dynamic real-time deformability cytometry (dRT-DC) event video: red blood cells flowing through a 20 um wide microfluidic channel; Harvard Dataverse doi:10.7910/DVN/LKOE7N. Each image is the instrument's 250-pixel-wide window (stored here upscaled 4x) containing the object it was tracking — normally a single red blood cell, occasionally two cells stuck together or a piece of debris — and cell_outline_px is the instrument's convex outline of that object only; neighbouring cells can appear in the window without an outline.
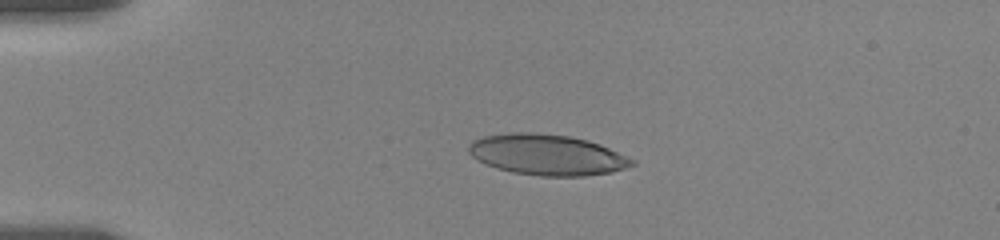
{"species": "human", "species_latin": "Homo sapiens", "temperature_condition": "room temperature", "stored_images_in_passage": 10, "camera_frame_rate_fps": 3000, "um_per_image_px": 0.085, "donor": {"sex": "female"}, "frame": {"image": 1, "passage_image": 6, "time_ms": 3.667, "image_size_px": [1000, 240], "cell_outline_px": [[636, 164], [612, 172], [584, 176], [540, 176], [512, 172], [496, 168], [476, 160], [468, 152], [468, 144], [472, 140], [484, 136], [508, 132], [528, 132], [568, 136], [588, 140], [600, 144], [636, 160]], "centroid_in_image_um": [46.48, 13.15], "position_along_channel_um": 38.5, "area_um2": 38.96}}
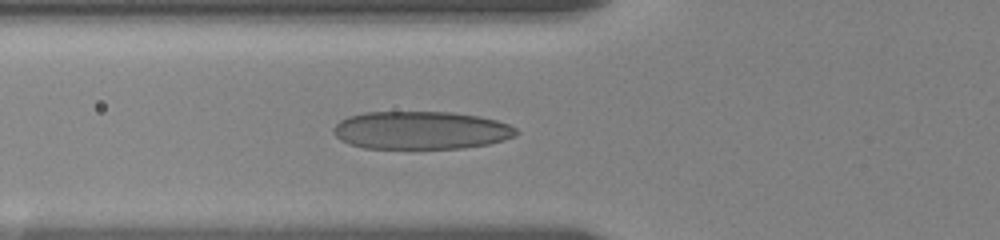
{"frame": {"image": 2, "passage_image": 10, "time_ms": 6.333, "image_size_px": [1000, 240], "cell_outline_px": [[520, 132], [516, 136], [504, 140], [488, 144], [464, 148], [364, 148], [348, 144], [340, 140], [332, 132], [332, 128], [340, 120], [348, 116], [364, 112], [452, 112], [480, 116], [496, 120], [508, 124], [516, 128]], "centroid_in_image_um": [35.78, 11.07], "position_along_channel_um": 90.0, "area_um2": 40.75}}